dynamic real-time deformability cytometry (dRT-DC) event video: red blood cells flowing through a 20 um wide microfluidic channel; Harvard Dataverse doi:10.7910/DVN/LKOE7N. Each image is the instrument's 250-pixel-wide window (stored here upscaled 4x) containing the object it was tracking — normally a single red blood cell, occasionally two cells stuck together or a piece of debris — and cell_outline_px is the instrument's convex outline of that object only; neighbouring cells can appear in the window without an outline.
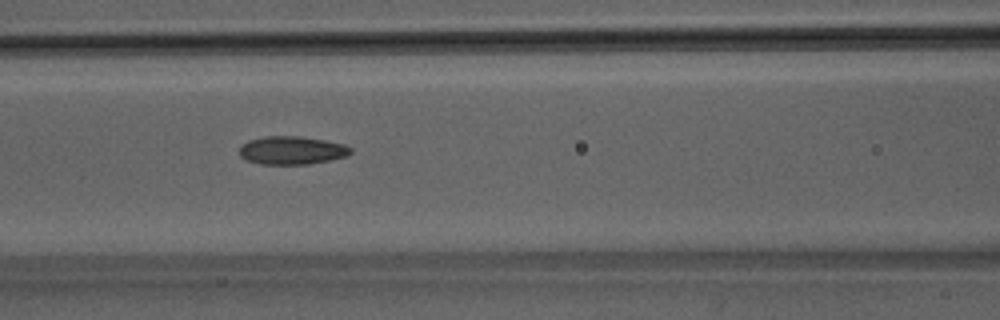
{"species": "Egyptian fruit bat (a non-hibernating species)", "species_latin": "Rousettus aegyptiacus", "temperature_condition": "room temperature", "stored_images_in_passage": 52, "camera_frame_rate_fps": 3000, "um_per_image_px": 0.085, "animal": {"sex": "male"}, "frame": {"image": 1, "passage_image": 23, "time_ms": 7.333, "image_size_px": [1000, 320], "cell_outline_px": [[352, 152], [348, 156], [308, 164], [260, 164], [244, 160], [240, 156], [240, 148], [248, 140], [264, 136], [300, 136], [324, 140], [344, 144], [352, 148]], "centroid_in_image_um": [24.8, 12.78], "position_along_channel_um": 141.8, "area_um2": 18.32}}
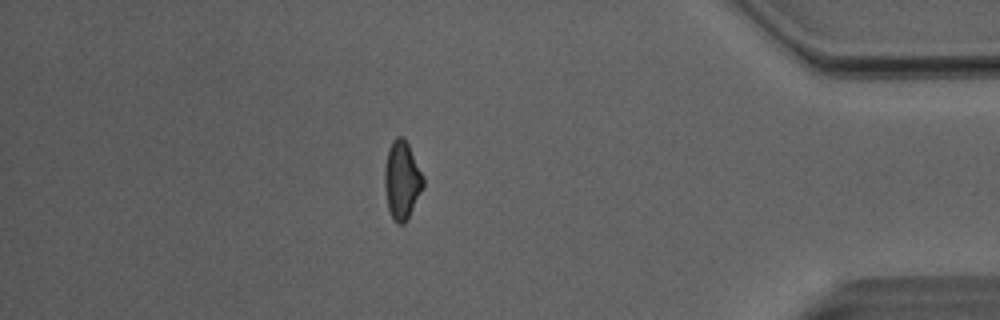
{"frame": {"image": 2, "passage_image": 45, "time_ms": 14.667, "image_size_px": [1000, 320], "cell_outline_px": [[424, 188], [408, 220], [404, 224], [396, 224], [392, 220], [388, 208], [384, 188], [384, 168], [388, 148], [392, 140], [396, 136], [404, 136], [424, 176]], "centroid_in_image_um": [34.17, 15.34], "position_along_channel_um": 401.0, "area_um2": 18.15}}
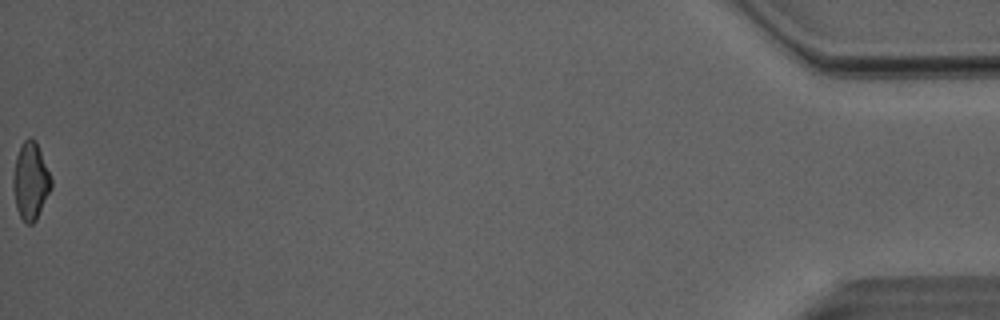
{"frame": {"image": 3, "passage_image": 52, "time_ms": 17.0, "image_size_px": [1000, 320], "cell_outline_px": [[52, 188], [36, 220], [32, 224], [24, 224], [16, 208], [12, 188], [12, 176], [16, 156], [24, 140], [28, 136], [32, 136], [36, 140], [52, 180]], "centroid_in_image_um": [2.59, 15.4], "position_along_channel_um": 432.6, "area_um2": 17.4}, "authors_computed_cell_mechanics": {"area_um2": 18.0047, "velocity_mm_per_s": 4.0718, "shape_relaxation_time_tau1_ms": 6.9641, "shape_relaxation_time_tau2_ms": 2.3773, "deformation_change_tau1": 0.1923, "deformation_change_tau2": 0.1007}}